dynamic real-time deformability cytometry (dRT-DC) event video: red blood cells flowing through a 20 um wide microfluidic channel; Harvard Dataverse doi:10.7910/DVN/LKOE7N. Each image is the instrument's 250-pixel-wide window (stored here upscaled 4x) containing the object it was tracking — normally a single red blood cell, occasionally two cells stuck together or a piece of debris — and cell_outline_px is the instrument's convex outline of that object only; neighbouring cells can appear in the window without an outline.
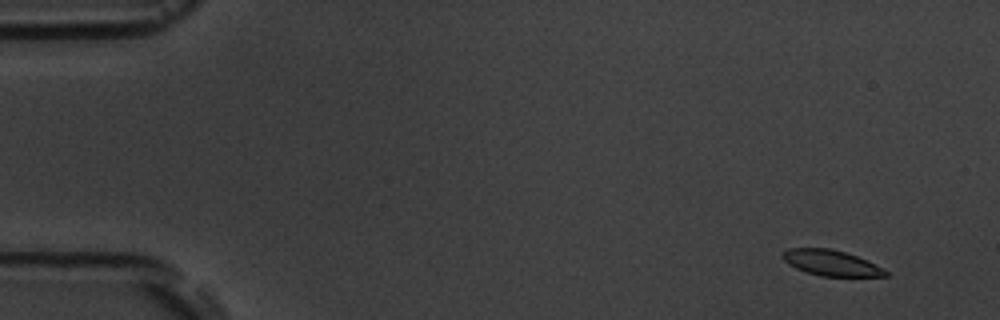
{"species": "common noctule bat (a hibernating species)", "species_latin": "Nyctalus noctula", "temperature_condition": "room temperature", "stored_images_in_passage": 6, "camera_frame_rate_fps": 3000, "um_per_image_px": 0.085, "animal": {"sex": "male", "body_mass_g": 19.5, "forearm_length_mm": 54.6}, "frame": {"image": 1, "passage_image": 1, "time_ms": 0.0, "image_size_px": [1000, 320], "cell_outline_px": [[888, 276], [820, 276], [796, 268], [788, 264], [780, 256], [780, 252], [788, 248], [828, 248], [844, 252], [856, 256], [884, 268], [888, 272]], "centroid_in_image_um": [70.6, 22.34], "position_along_channel_um": 14.4, "area_um2": 15.32}}
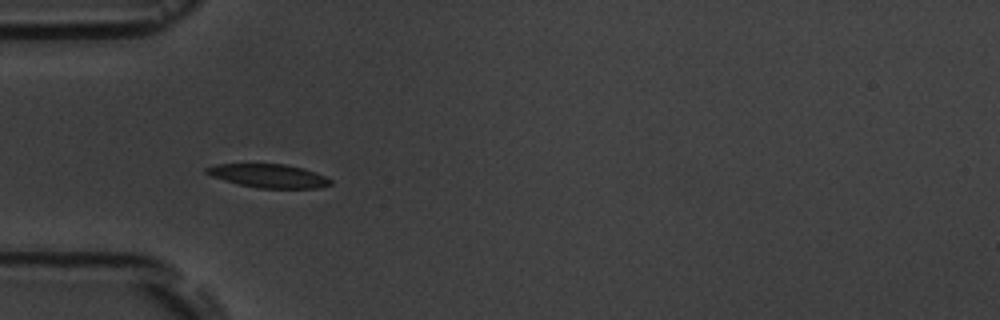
{"frame": {"image": 2, "passage_image": 5, "time_ms": 4.667, "image_size_px": [1000, 320], "cell_outline_px": [[332, 184], [316, 188], [260, 188], [240, 184], [224, 180], [212, 176], [204, 172], [204, 168], [216, 164], [284, 164], [304, 168], [316, 172], [332, 180]], "centroid_in_image_um": [22.84, 14.94], "position_along_channel_um": 62.2, "area_um2": 16.94}}
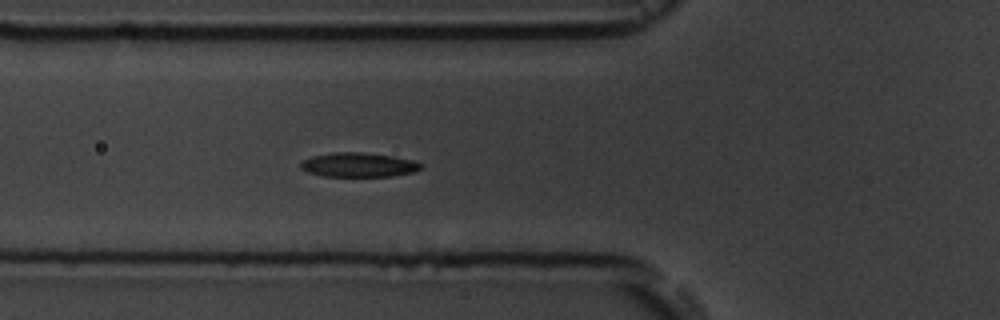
{"frame": {"image": 3, "passage_image": 6, "time_ms": 5.667, "image_size_px": [1000, 320], "cell_outline_px": [[424, 168], [416, 172], [392, 176], [324, 176], [308, 172], [300, 168], [300, 164], [304, 160], [312, 156], [332, 152], [360, 152], [392, 156], [412, 160], [424, 164]], "centroid_in_image_um": [30.52, 14.01], "position_along_channel_um": 95.3, "area_um2": 17.11}}